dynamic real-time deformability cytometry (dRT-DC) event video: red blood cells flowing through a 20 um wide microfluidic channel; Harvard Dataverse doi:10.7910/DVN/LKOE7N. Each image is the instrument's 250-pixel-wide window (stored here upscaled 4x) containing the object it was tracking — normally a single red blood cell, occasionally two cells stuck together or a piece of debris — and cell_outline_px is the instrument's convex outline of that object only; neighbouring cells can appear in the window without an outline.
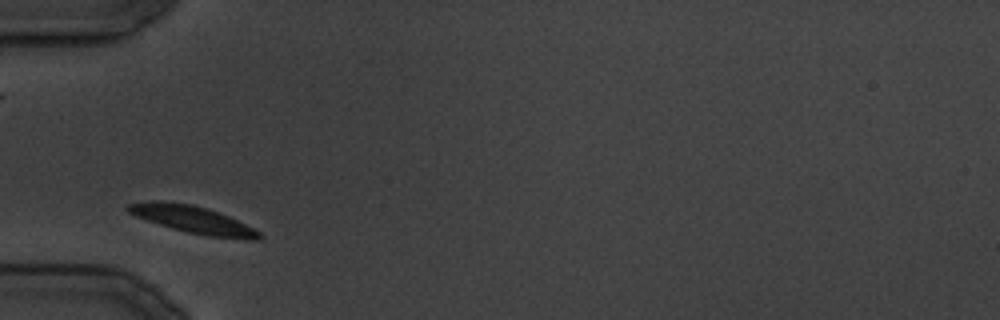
{"species": "common noctule bat (a hibernating species)", "species_latin": "Nyctalus noctula", "temperature_condition": "cold", "stored_images_in_passage": 10, "camera_frame_rate_fps": 3000, "um_per_image_px": 0.085, "animal": {"sex": "male", "body_mass_g": 19.5, "forearm_length_mm": 54.6}, "frame": {"image": 1, "passage_image": 1, "time_ms": 0.0, "image_size_px": [1000, 320], "cell_outline_px": [[264, 236], [256, 240], [252, 240], [208, 236], [188, 232], [172, 228], [136, 216], [128, 212], [124, 208], [128, 204], [148, 200], [160, 200], [192, 204], [208, 208], [220, 212], [260, 232]], "centroid_in_image_um": [16.37, 18.64], "position_along_channel_um": 68.6, "area_um2": 20.81}}
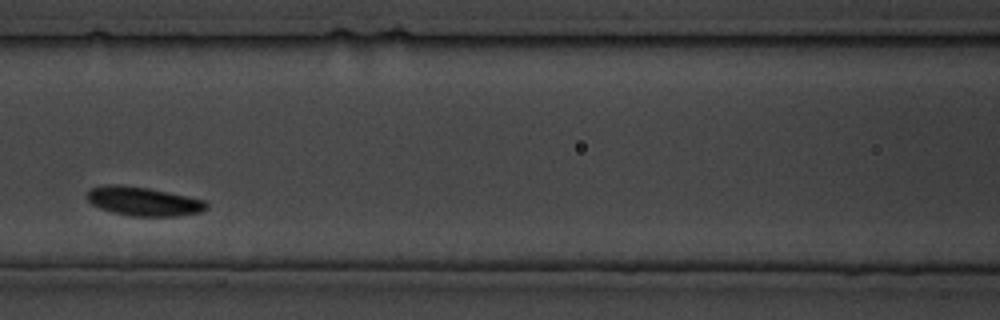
{"frame": {"image": 2, "passage_image": 6, "time_ms": 6.0, "image_size_px": [1000, 320], "cell_outline_px": [[208, 208], [200, 212], [176, 216], [132, 216], [112, 212], [100, 208], [92, 204], [88, 200], [88, 188], [100, 184], [120, 184], [148, 188], [188, 196], [204, 200], [208, 204]], "centroid_in_image_um": [12.16, 17.1], "position_along_channel_um": 154.4, "area_um2": 20.23}}